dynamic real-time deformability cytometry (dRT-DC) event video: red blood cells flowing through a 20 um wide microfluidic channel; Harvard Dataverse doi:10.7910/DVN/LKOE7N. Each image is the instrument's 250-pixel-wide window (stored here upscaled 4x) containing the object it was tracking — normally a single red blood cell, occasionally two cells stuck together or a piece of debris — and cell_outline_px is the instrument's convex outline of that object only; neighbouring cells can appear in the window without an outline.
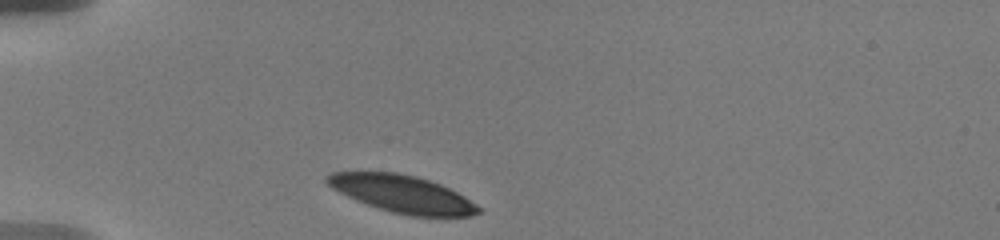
{"species": "human", "species_latin": "Homo sapiens", "temperature_condition": "warm", "stored_images_in_passage": 6, "camera_frame_rate_fps": 3000, "um_per_image_px": 0.085, "donor": {"sex": "male"}, "frame": {"image": 1, "passage_image": 1, "time_ms": 0.0, "image_size_px": [1000, 240], "cell_outline_px": [[480, 212], [468, 216], [408, 216], [392, 212], [356, 200], [332, 188], [324, 180], [324, 176], [332, 172], [396, 172], [416, 176], [440, 184], [464, 196], [476, 204], [480, 208]], "centroid_in_image_um": [34.17, 16.47], "position_along_channel_um": 50.8, "area_um2": 32.6}}